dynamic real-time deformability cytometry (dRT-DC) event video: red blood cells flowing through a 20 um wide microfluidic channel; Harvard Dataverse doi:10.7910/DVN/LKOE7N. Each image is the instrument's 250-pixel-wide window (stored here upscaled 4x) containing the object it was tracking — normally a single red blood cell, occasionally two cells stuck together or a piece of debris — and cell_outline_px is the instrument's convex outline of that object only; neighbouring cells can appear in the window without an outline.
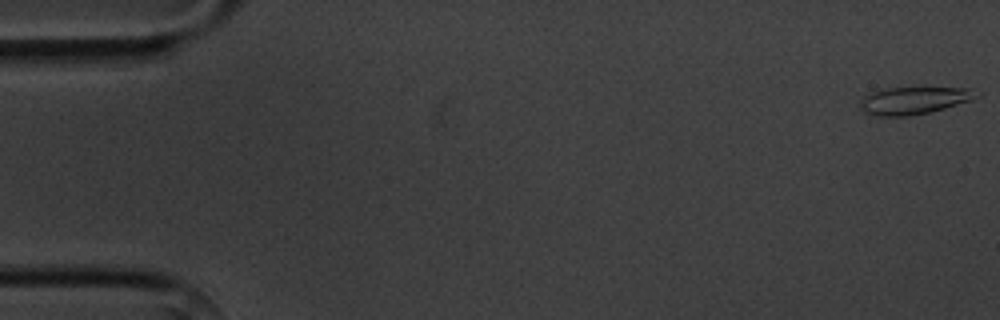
{"species": "common noctule bat (a hibernating species)", "species_latin": "Nyctalus noctula", "temperature_condition": "cold", "stored_images_in_passage": 5, "camera_frame_rate_fps": 3000, "um_per_image_px": 0.085, "animal": {"sex": "male", "body_mass_g": 20.1, "forearm_length_mm": 53.5}, "frame": {"image": 1, "passage_image": 5, "time_ms": 5.667, "image_size_px": [1000, 320], "cell_outline_px": [[980, 96], [972, 100], [944, 108], [928, 112], [908, 116], [876, 116], [864, 112], [860, 108], [860, 104], [864, 96], [868, 92], [884, 88], [972, 88], [980, 92]], "centroid_in_image_um": [77.68, 8.53], "position_along_channel_um": 7.3, "area_um2": 18.61}}